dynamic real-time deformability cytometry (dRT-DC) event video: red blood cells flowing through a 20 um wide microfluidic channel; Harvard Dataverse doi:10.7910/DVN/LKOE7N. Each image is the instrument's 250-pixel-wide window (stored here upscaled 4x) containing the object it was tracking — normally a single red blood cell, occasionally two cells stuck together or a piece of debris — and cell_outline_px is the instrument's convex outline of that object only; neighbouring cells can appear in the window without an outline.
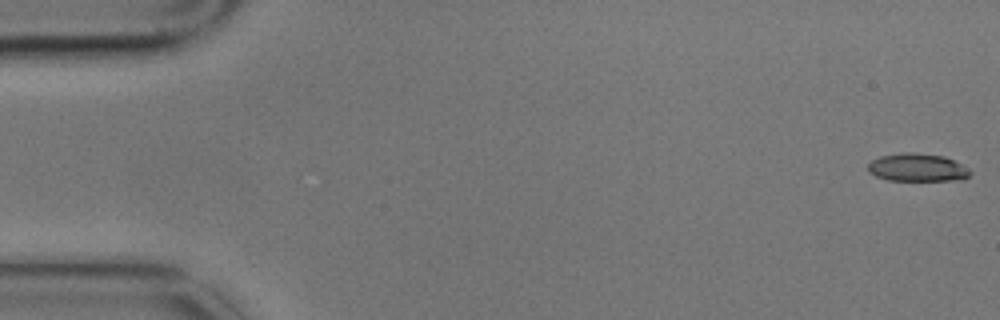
{"species": "common noctule bat (a hibernating species)", "species_latin": "Nyctalus noctula", "temperature_condition": "cold", "stored_images_in_passage": 5, "camera_frame_rate_fps": 3000, "um_per_image_px": 0.085, "animal": {"sex": "male", "body_mass_g": 17.9}, "frame": {"image": 1, "passage_image": 1, "time_ms": 0.0, "image_size_px": [1000, 320], "cell_outline_px": [[972, 172], [964, 180], [888, 180], [876, 176], [868, 172], [868, 164], [872, 160], [880, 156], [900, 152], [912, 152], [944, 156], [960, 164]], "centroid_in_image_um": [77.95, 14.23], "position_along_channel_um": 7.1, "area_um2": 16.59}}
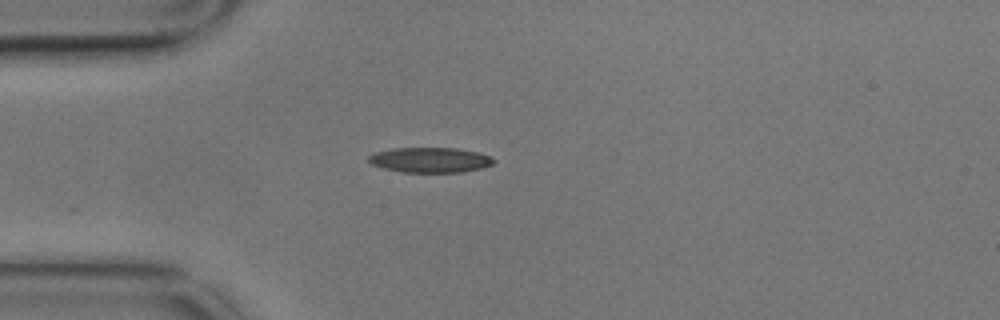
{"frame": {"image": 2, "passage_image": 5, "time_ms": 1.333, "image_size_px": [1000, 320], "cell_outline_px": [[496, 160], [492, 164], [480, 168], [464, 172], [400, 172], [384, 168], [372, 164], [368, 160], [368, 156], [376, 152], [392, 148], [456, 148], [476, 152], [488, 156]], "centroid_in_image_um": [36.54, 13.6], "position_along_channel_um": 48.5, "area_um2": 18.15}}